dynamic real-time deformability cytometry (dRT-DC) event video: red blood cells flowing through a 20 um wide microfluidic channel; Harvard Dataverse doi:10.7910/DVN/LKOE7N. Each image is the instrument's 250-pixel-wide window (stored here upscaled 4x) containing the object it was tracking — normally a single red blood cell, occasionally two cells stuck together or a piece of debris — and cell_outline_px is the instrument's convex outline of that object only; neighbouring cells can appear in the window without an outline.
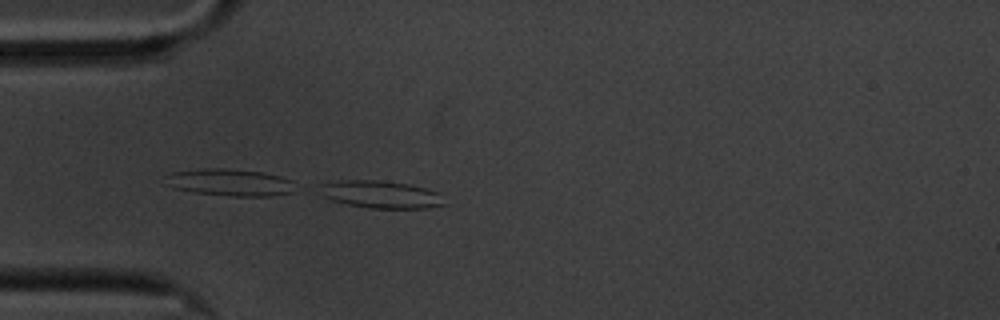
{"species": "common noctule bat (a hibernating species)", "species_latin": "Nyctalus noctula", "temperature_condition": "cold", "stored_images_in_passage": 29, "camera_frame_rate_fps": 3000, "um_per_image_px": 0.085, "animal": {"sex": "male", "body_mass_g": 20.1, "forearm_length_mm": 53.5}, "frame": {"image": 1, "passage_image": 5, "time_ms": 1.333, "image_size_px": [1000, 320], "cell_outline_px": [[444, 204], [428, 208], [368, 208], [348, 204], [332, 200], [324, 196], [316, 188], [320, 184], [340, 180], [380, 180], [408, 184], [440, 192]], "centroid_in_image_um": [32.33, 16.52], "position_along_channel_um": 52.7, "area_um2": 19.94}}
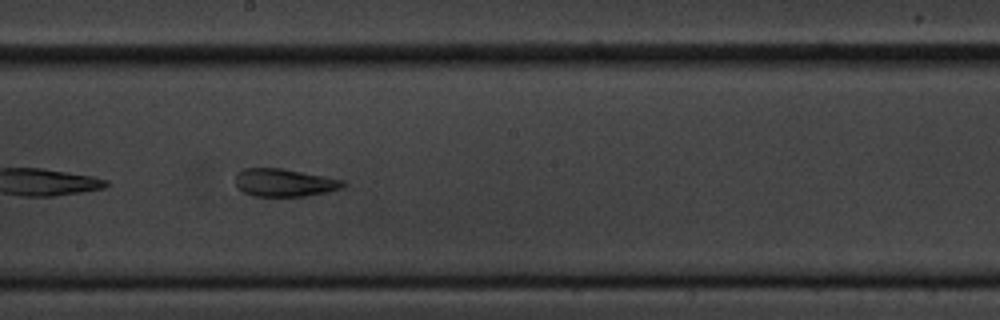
{"frame": {"image": 2, "passage_image": 21, "time_ms": 6.667, "image_size_px": [1000, 320], "cell_outline_px": [[348, 184], [344, 188], [328, 192], [308, 196], [252, 196], [236, 188], [236, 172], [244, 168], [280, 168], [344, 180]], "centroid_in_image_um": [24.18, 15.53], "position_along_channel_um": 224.0, "area_um2": 17.63}}
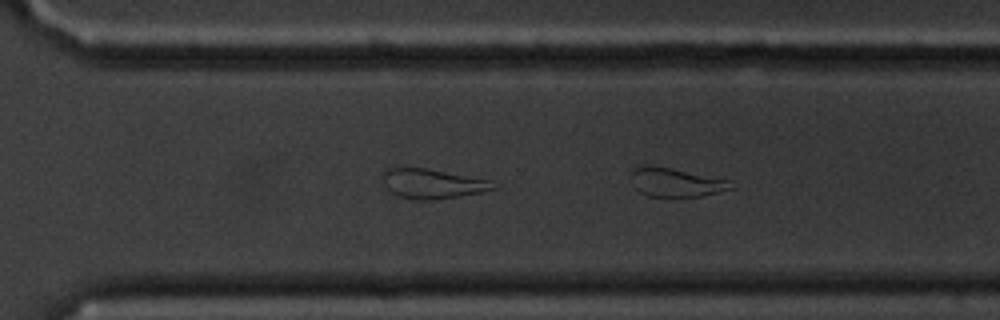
{"frame": {"image": 3, "passage_image": 29, "time_ms": 9.333, "image_size_px": [1000, 320], "cell_outline_px": [[736, 188], [720, 192], [700, 196], [648, 196], [640, 192], [636, 188], [632, 176], [632, 172], [636, 168], [672, 168], [728, 180]], "centroid_in_image_um": [57.56, 15.54], "position_along_channel_um": 313.0, "area_um2": 15.95}}